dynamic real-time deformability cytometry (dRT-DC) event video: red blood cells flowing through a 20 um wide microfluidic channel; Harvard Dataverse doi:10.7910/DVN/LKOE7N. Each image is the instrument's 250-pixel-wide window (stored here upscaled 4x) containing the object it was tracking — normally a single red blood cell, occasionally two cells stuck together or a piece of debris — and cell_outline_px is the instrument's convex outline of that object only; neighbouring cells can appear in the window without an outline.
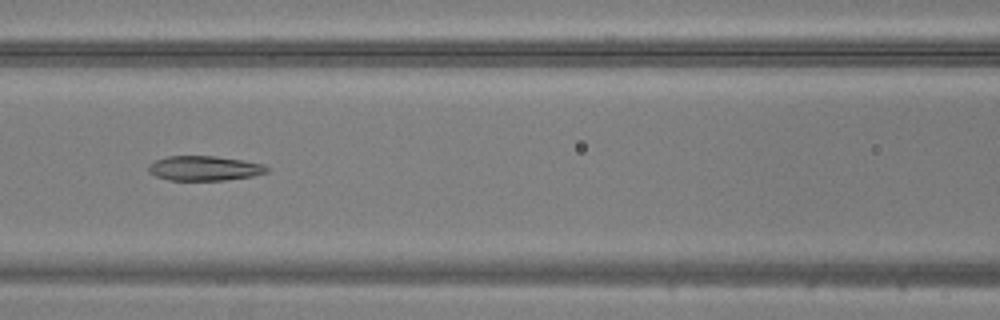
{"species": "common noctule bat (a hibernating species)", "species_latin": "Nyctalus noctula", "temperature_condition": "warm", "stored_images_in_passage": 40, "camera_frame_rate_fps": 3000, "um_per_image_px": 0.085, "animal": {"sex": "male", "body_mass_g": 20.5, "forearm_length_mm": 52.5}, "frame": {"image": 1, "passage_image": 13, "time_ms": 4.0, "image_size_px": [1000, 320], "cell_outline_px": [[268, 172], [252, 176], [224, 180], [168, 180], [156, 176], [148, 172], [148, 164], [156, 160], [168, 156], [216, 156], [264, 164], [268, 168]], "centroid_in_image_um": [17.34, 14.3], "position_along_channel_um": 149.3, "area_um2": 16.99}}
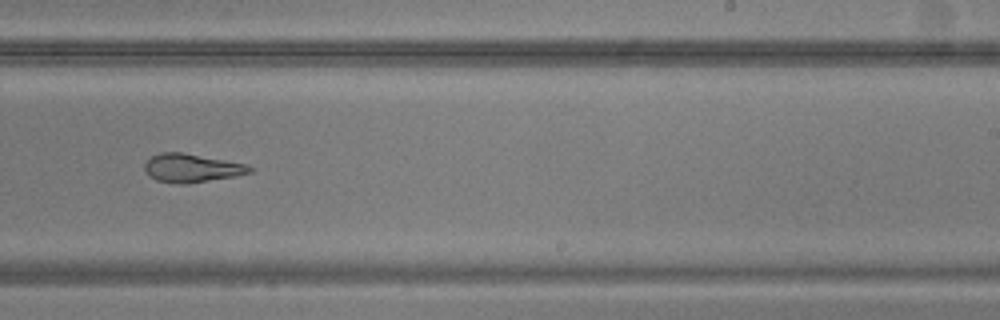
{"frame": {"image": 2, "passage_image": 22, "time_ms": 7.0, "image_size_px": [1000, 320], "cell_outline_px": [[252, 172], [236, 176], [188, 184], [180, 184], [156, 180], [148, 176], [144, 168], [144, 164], [152, 156], [160, 152], [180, 152], [224, 160], [244, 164], [252, 168]], "centroid_in_image_um": [16.25, 14.29], "position_along_channel_um": 272.7, "area_um2": 17.28}}
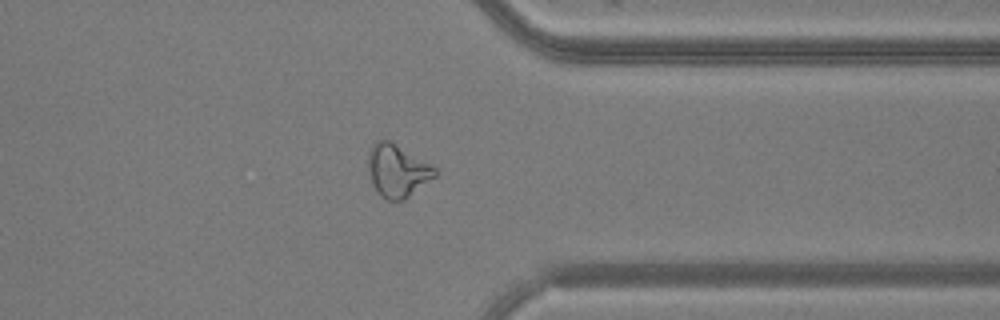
{"frame": {"image": 3, "passage_image": 30, "time_ms": 9.667, "image_size_px": [1000, 320], "cell_outline_px": [[440, 172], [436, 176], [404, 200], [388, 200], [380, 196], [372, 184], [368, 172], [368, 152], [372, 144], [376, 140], [388, 140], [432, 164]], "centroid_in_image_um": [33.77, 14.51], "position_along_channel_um": 377.6, "area_um2": 20.63}}